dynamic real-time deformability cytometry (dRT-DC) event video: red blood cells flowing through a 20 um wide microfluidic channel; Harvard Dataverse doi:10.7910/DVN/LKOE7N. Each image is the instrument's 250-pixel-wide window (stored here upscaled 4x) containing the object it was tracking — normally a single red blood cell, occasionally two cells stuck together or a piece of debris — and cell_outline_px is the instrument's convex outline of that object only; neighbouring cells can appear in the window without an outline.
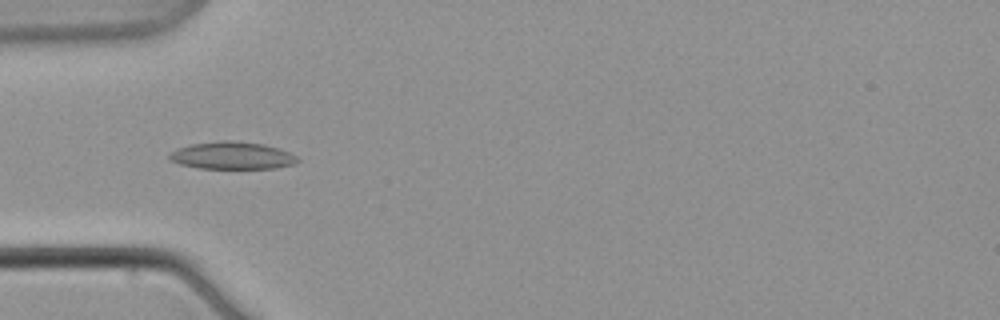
{"species": "common noctule bat (a hibernating species)", "species_latin": "Nyctalus noctula", "temperature_condition": "warm", "stored_images_in_passage": 9, "camera_frame_rate_fps": 3000, "um_per_image_px": 0.085, "animal": {"sex": "male", "body_mass_g": 21.5, "forearm_length_mm": 52.0}, "frame": {"image": 1, "passage_image": 7, "time_ms": 8.0, "image_size_px": [1000, 320], "cell_outline_px": [[300, 160], [292, 164], [276, 168], [200, 168], [180, 164], [168, 160], [168, 152], [176, 148], [192, 144], [224, 140], [228, 140], [264, 144], [288, 152], [296, 156]], "centroid_in_image_um": [19.67, 13.22], "position_along_channel_um": 65.3, "area_um2": 20.35}}
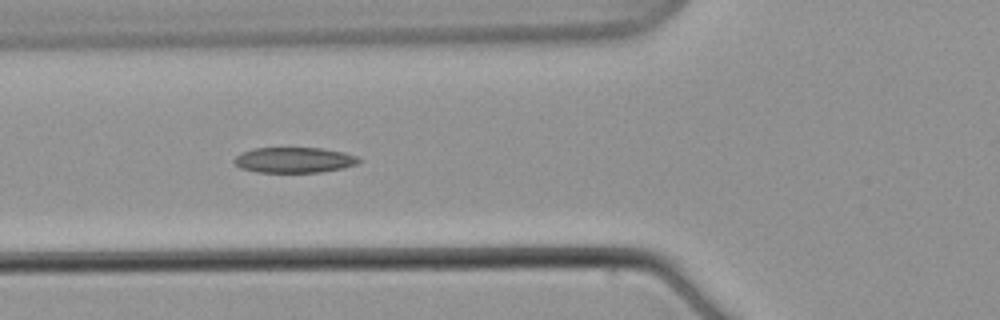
{"frame": {"image": 2, "passage_image": 8, "time_ms": 9.333, "image_size_px": [1000, 320], "cell_outline_px": [[360, 160], [356, 164], [340, 168], [320, 172], [256, 172], [240, 168], [232, 160], [236, 156], [244, 152], [256, 148], [320, 148], [344, 152], [356, 156]], "centroid_in_image_um": [24.97, 13.6], "position_along_channel_um": 100.8, "area_um2": 18.26}}